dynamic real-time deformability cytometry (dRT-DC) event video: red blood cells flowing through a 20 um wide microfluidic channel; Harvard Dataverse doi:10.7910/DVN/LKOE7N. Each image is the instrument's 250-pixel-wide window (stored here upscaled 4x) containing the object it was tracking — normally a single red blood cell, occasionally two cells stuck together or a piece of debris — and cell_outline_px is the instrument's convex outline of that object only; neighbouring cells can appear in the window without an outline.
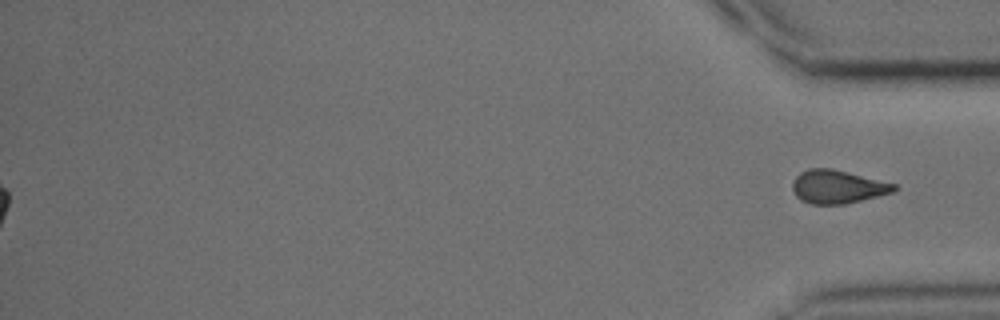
{"species": "common noctule bat (a hibernating species)", "species_latin": "Nyctalus noctula", "temperature_condition": "cold", "stored_images_in_passage": 38, "segment_of_instrument_passage": [2, 2], "camera_frame_rate_fps": 3000, "um_per_image_px": 0.085, "animal": {"sex": "male", "body_mass_g": 15.6}, "frame": {"image": 1, "passage_image": 38, "time_ms": 12.333, "image_size_px": [1000, 320], "cell_outline_px": [[900, 188], [892, 192], [844, 204], [812, 204], [800, 200], [796, 196], [792, 188], [792, 184], [796, 176], [800, 172], [808, 168], [832, 168], [896, 184]], "centroid_in_image_um": [71.17, 15.86], "position_along_channel_um": 364.0, "area_um2": 19.65}}